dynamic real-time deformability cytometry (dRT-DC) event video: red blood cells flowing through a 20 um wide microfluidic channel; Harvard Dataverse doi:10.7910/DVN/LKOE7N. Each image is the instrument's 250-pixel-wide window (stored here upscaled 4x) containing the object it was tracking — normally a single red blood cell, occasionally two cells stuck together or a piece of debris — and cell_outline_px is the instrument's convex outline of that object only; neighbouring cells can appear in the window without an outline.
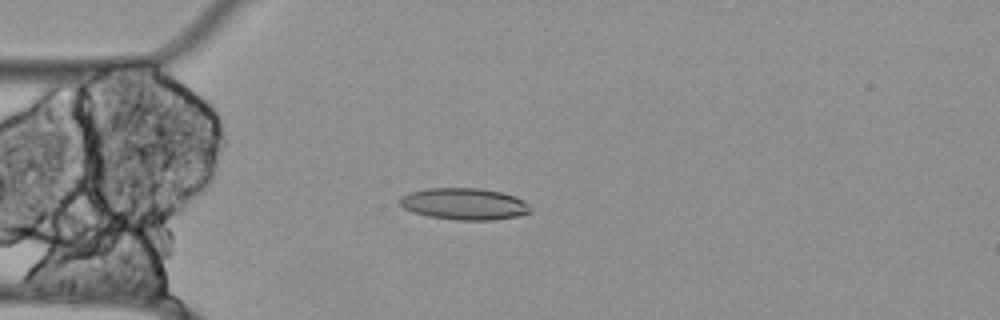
{"species": "Egyptian fruit bat (a non-hibernating species)", "species_latin": "Rousettus aegyptiacus", "temperature_condition": "cold", "stored_images_in_passage": 57, "camera_frame_rate_fps": 3000, "um_per_image_px": 0.085, "animal": {"sex": "female"}, "frame": {"image": 1, "passage_image": 15, "time_ms": 4.667, "image_size_px": [1000, 320], "cell_outline_px": [[532, 212], [516, 216], [496, 220], [456, 220], [428, 216], [404, 208], [400, 204], [400, 196], [408, 192], [428, 188], [480, 188], [500, 192], [516, 196], [524, 200], [532, 208]], "centroid_in_image_um": [39.49, 17.33], "position_along_channel_um": 45.5, "area_um2": 24.22}}
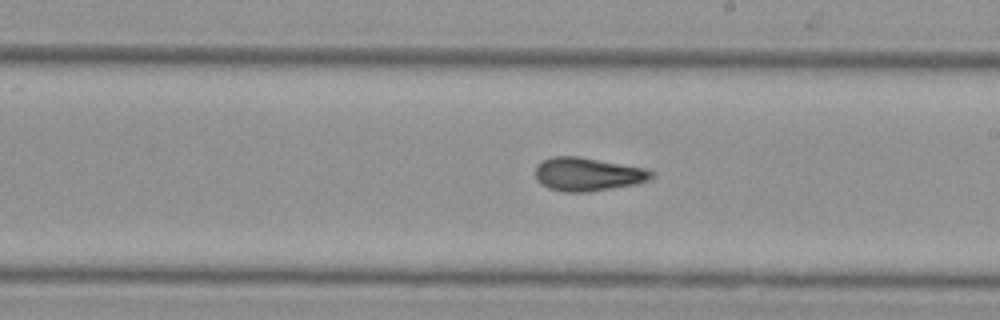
{"frame": {"image": 2, "passage_image": 32, "time_ms": 10.333, "image_size_px": [1000, 320], "cell_outline_px": [[652, 176], [648, 180], [636, 184], [588, 192], [564, 192], [548, 188], [540, 184], [536, 180], [536, 164], [540, 160], [552, 156], [580, 156], [648, 168], [652, 172]], "centroid_in_image_um": [49.92, 14.8], "position_along_channel_um": 239.1, "area_um2": 22.95}}
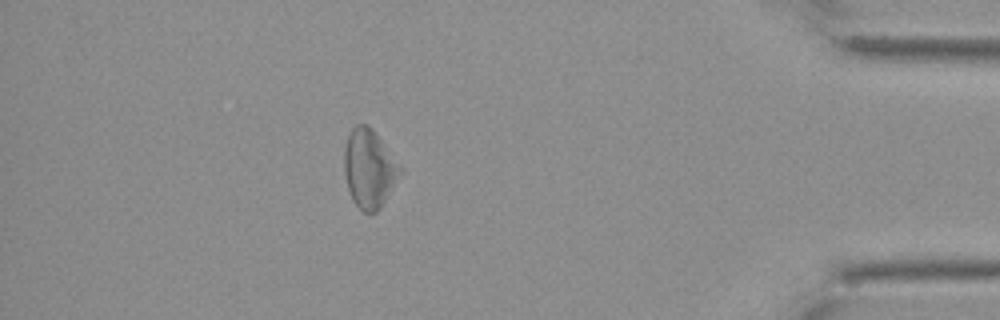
{"frame": {"image": 3, "passage_image": 50, "time_ms": 16.333, "image_size_px": [1000, 320], "cell_outline_px": [[404, 172], [380, 208], [376, 212], [364, 212], [352, 200], [348, 188], [344, 172], [344, 148], [348, 136], [352, 128], [356, 124], [368, 124], [372, 128], [404, 168]], "centroid_in_image_um": [31.42, 14.32], "position_along_channel_um": 403.8, "area_um2": 25.89}}